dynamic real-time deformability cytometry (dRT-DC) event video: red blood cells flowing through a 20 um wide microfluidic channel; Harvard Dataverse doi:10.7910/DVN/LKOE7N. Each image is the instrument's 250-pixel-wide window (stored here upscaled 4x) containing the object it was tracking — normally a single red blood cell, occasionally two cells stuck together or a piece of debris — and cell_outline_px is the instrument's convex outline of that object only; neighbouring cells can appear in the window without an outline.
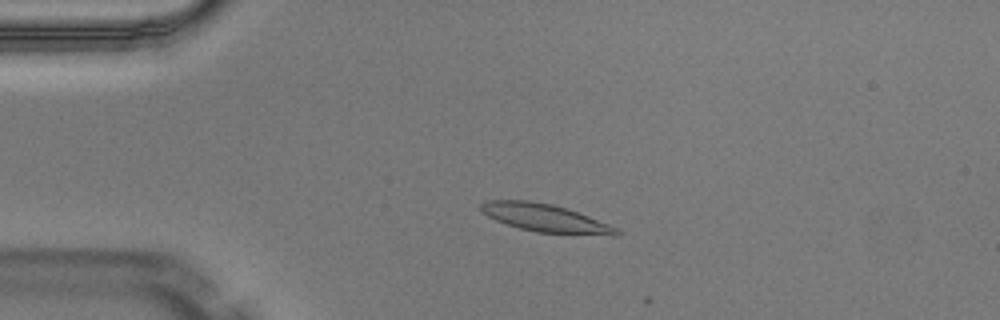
{"species": "Egyptian fruit bat (a non-hibernating species)", "species_latin": "Rousettus aegyptiacus", "temperature_condition": "warm", "stored_images_in_passage": 5, "camera_frame_rate_fps": 3000, "um_per_image_px": 0.085, "animal": {"sex": "male"}, "frame": {"image": 1, "passage_image": 3, "time_ms": 0.667, "image_size_px": [1000, 320], "cell_outline_px": [[620, 232], [616, 236], [612, 236], [536, 232], [520, 228], [496, 220], [480, 212], [480, 204], [488, 200], [528, 200], [552, 204], [588, 216], [608, 224], [616, 228]], "centroid_in_image_um": [46.32, 18.53], "position_along_channel_um": 38.7, "area_um2": 21.85}}